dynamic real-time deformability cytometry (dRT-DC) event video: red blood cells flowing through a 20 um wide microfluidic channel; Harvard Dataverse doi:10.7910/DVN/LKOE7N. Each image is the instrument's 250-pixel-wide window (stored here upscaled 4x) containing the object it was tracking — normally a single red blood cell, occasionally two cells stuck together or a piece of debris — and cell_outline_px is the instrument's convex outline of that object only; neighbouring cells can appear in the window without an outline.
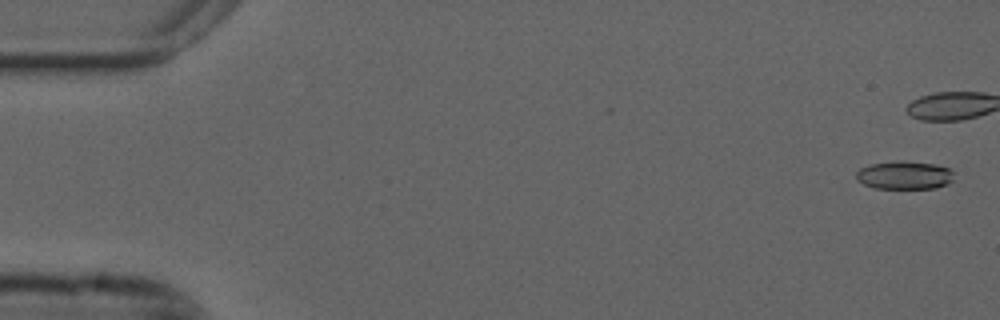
{"species": "common noctule bat (a hibernating species)", "species_latin": "Nyctalus noctula", "temperature_condition": "cold", "stored_images_in_passage": 11, "camera_frame_rate_fps": 3000, "um_per_image_px": 0.085, "animal": {"sex": "male", "forearm_length_mm": 52.5}, "frame": {"image": 1, "passage_image": 2, "time_ms": 0.333, "image_size_px": [1000, 320], "cell_outline_px": [[952, 180], [948, 184], [936, 188], [876, 188], [864, 184], [856, 180], [856, 172], [860, 168], [872, 164], [900, 160], [936, 164], [948, 168], [952, 172]], "centroid_in_image_um": [76.87, 14.89], "position_along_channel_um": 8.1, "area_um2": 16.01}}